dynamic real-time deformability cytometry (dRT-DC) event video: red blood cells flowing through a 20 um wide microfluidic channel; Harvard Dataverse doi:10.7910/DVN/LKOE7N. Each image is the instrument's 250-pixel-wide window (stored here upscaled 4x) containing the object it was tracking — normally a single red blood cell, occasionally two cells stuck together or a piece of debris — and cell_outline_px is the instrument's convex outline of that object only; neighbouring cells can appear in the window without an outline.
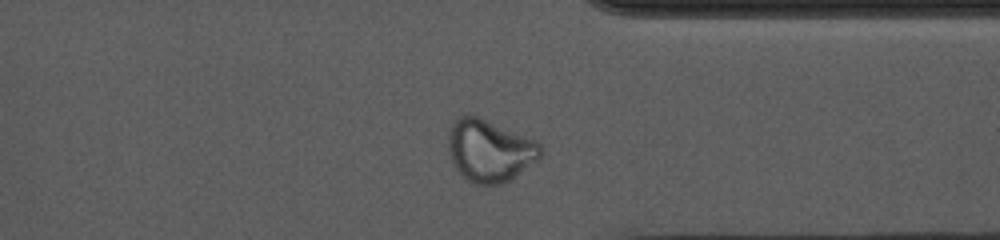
{"species": "common noctule bat (a hibernating species)", "species_latin": "Nyctalus noctula", "temperature_condition": "cold", "stored_images_in_passage": 53, "camera_frame_rate_fps": 3000, "um_per_image_px": 0.085, "animal": {"sex": "female", "body_mass_g": 10.0, "forearm_length_mm": 53.1}, "frame": {"image": 1, "passage_image": 40, "time_ms": 13.0, "image_size_px": [1000, 240], "cell_outline_px": [[544, 152], [536, 160], [508, 180], [500, 184], [476, 184], [460, 176], [448, 152], [448, 136], [452, 124], [460, 116], [468, 112], [536, 140], [544, 148]], "centroid_in_image_um": [41.6, 12.77], "position_along_channel_um": 369.8, "area_um2": 33.35}}
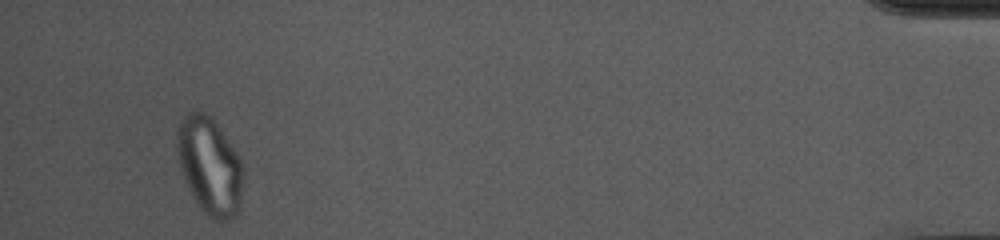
{"frame": {"image": 2, "passage_image": 50, "time_ms": 16.333, "image_size_px": [1000, 240], "cell_outline_px": [[244, 176], [240, 204], [236, 212], [228, 220], [220, 224], [212, 220], [204, 212], [188, 188], [180, 168], [176, 144], [176, 132], [180, 120], [188, 112], [204, 112], [216, 124], [240, 156], [244, 172]], "centroid_in_image_um": [17.83, 14.13], "position_along_channel_um": 417.4, "area_um2": 37.51}}